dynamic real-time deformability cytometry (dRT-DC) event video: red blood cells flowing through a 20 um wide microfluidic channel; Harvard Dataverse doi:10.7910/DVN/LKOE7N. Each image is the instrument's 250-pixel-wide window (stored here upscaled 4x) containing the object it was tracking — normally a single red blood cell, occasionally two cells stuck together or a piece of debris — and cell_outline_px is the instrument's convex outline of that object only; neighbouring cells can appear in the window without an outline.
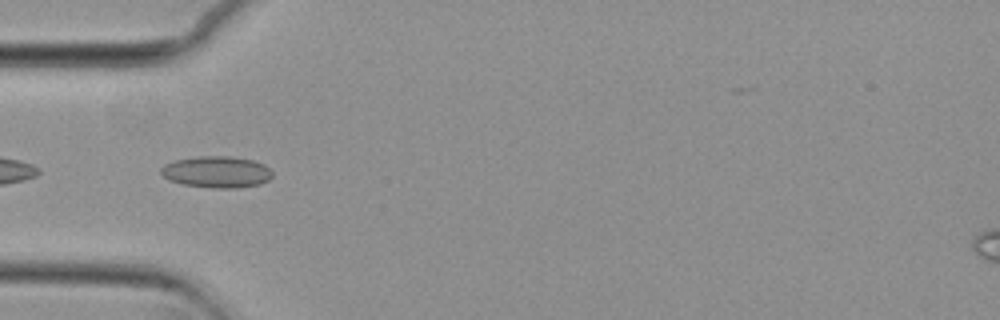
{"species": "common noctule bat (a hibernating species)", "species_latin": "Nyctalus noctula", "temperature_condition": "cold", "stored_images_in_passage": 52, "camera_frame_rate_fps": 3000, "um_per_image_px": 0.085, "animal": {"sex": "female", "body_mass_g": 29.2, "forearm_length_mm": 56.3}, "frame": {"image": 1, "passage_image": 17, "time_ms": 5.333, "image_size_px": [1000, 320], "cell_outline_px": [[272, 176], [268, 180], [260, 184], [236, 188], [212, 188], [184, 184], [168, 180], [160, 172], [160, 168], [164, 164], [176, 160], [200, 156], [228, 156], [252, 160], [264, 164], [272, 172]], "centroid_in_image_um": [18.41, 14.62], "position_along_channel_um": 66.6, "area_um2": 20.4}}
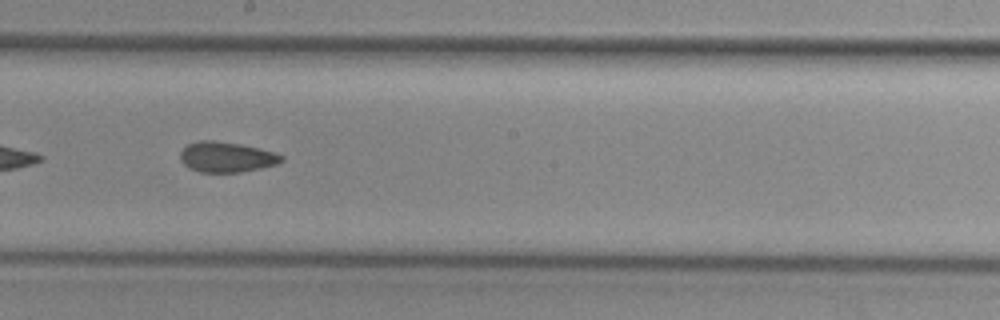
{"frame": {"image": 2, "passage_image": 30, "time_ms": 9.667, "image_size_px": [1000, 320], "cell_outline_px": [[284, 160], [276, 164], [260, 168], [240, 172], [200, 172], [188, 168], [180, 160], [180, 152], [188, 144], [200, 140], [212, 140], [240, 144], [276, 152], [284, 156]], "centroid_in_image_um": [19.25, 13.35], "position_along_channel_um": 229.0, "area_um2": 17.92}}
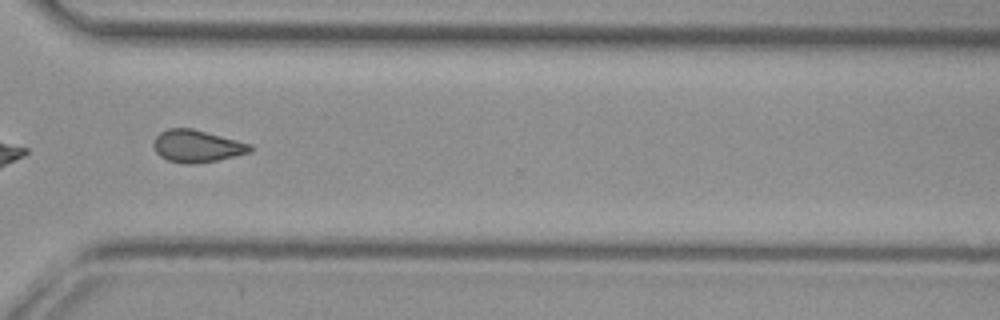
{"frame": {"image": 3, "passage_image": 40, "time_ms": 13.0, "image_size_px": [1000, 320], "cell_outline_px": [[252, 152], [216, 160], [192, 164], [184, 164], [168, 160], [160, 156], [156, 152], [152, 144], [156, 136], [160, 132], [168, 128], [192, 128], [252, 144]], "centroid_in_image_um": [16.72, 12.41], "position_along_channel_um": 353.9, "area_um2": 18.15}, "authors_computed_cell_mechanics": {"area_um2": 18.2648, "velocity_mm_per_s": 3.7494, "shape_relaxation_time_tau1_ms": null, "shape_relaxation_time_tau2_ms": 2.6118, "deformation_change_tau1": null, "deformation_change_tau2": 0.0868}}